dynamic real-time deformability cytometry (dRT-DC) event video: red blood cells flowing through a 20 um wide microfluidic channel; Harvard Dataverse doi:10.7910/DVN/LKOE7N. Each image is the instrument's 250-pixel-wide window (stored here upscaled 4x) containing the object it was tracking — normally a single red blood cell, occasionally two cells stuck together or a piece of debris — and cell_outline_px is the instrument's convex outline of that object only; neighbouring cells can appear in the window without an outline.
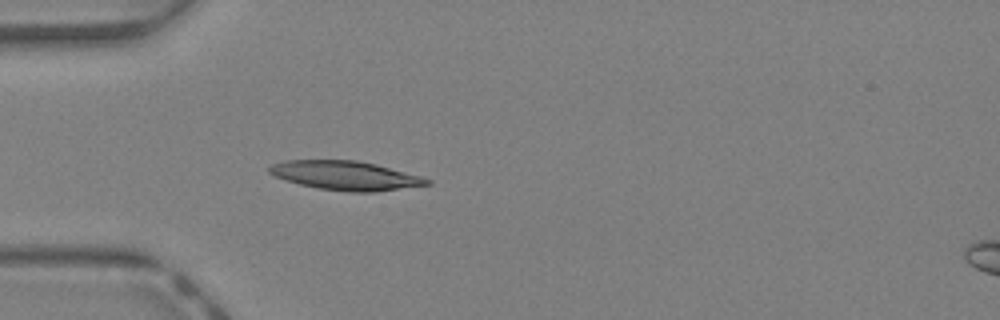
{"species": "Egyptian fruit bat (a non-hibernating species)", "species_latin": "Rousettus aegyptiacus", "temperature_condition": "warm", "stored_images_in_passage": 33, "camera_frame_rate_fps": 3000, "um_per_image_px": 0.085, "animal": {"sex": "female"}, "frame": {"image": 1, "passage_image": 5, "time_ms": 1.333, "image_size_px": [1000, 320], "cell_outline_px": [[432, 184], [372, 192], [352, 192], [320, 188], [300, 184], [276, 176], [268, 172], [268, 168], [272, 164], [284, 160], [356, 160], [376, 164], [420, 176], [432, 180]], "centroid_in_image_um": [29.38, 14.91], "position_along_channel_um": 55.6, "area_um2": 26.36}}
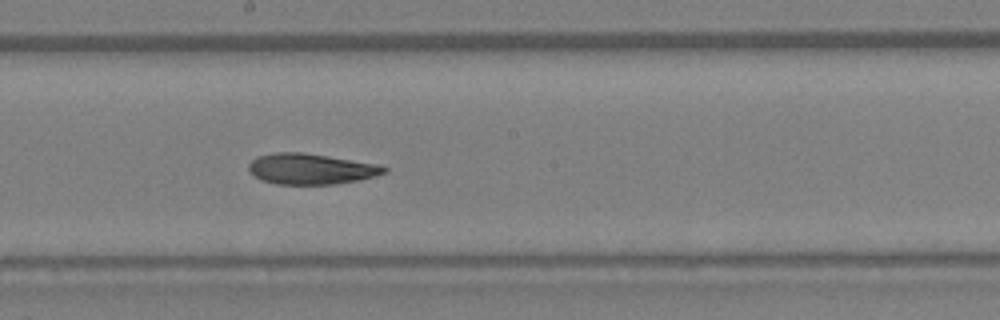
{"frame": {"image": 2, "passage_image": 16, "time_ms": 5.0, "image_size_px": [1000, 320], "cell_outline_px": [[388, 172], [360, 180], [336, 184], [276, 184], [260, 180], [248, 168], [248, 164], [256, 156], [272, 152], [304, 152], [380, 164], [388, 168]], "centroid_in_image_um": [26.45, 14.35], "position_along_channel_um": 221.8, "area_um2": 24.51}}
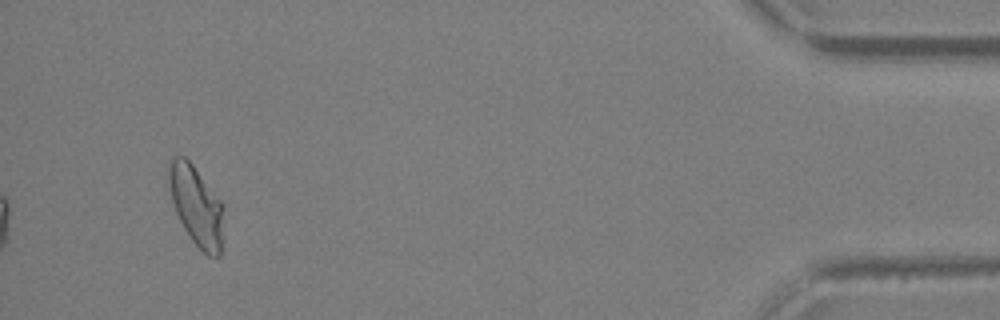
{"frame": {"image": 3, "passage_image": 33, "time_ms": 10.667, "image_size_px": [1000, 320], "cell_outline_px": [[224, 204], [220, 256], [208, 256], [192, 240], [184, 228], [176, 212], [172, 200], [168, 184], [168, 160], [172, 156], [184, 156], [192, 164]], "centroid_in_image_um": [16.67, 17.45], "position_along_channel_um": 418.5, "area_um2": 25.37}, "authors_computed_cell_mechanics": {"area_um2": 24.565, "velocity_mm_per_s": 4.7533, "shape_relaxation_time_tau1_ms": 7.9085, "shape_relaxation_time_tau2_ms": 3.9125, "deformation_change_tau1": 0.2389, "deformation_change_tau2": 0.0987}}